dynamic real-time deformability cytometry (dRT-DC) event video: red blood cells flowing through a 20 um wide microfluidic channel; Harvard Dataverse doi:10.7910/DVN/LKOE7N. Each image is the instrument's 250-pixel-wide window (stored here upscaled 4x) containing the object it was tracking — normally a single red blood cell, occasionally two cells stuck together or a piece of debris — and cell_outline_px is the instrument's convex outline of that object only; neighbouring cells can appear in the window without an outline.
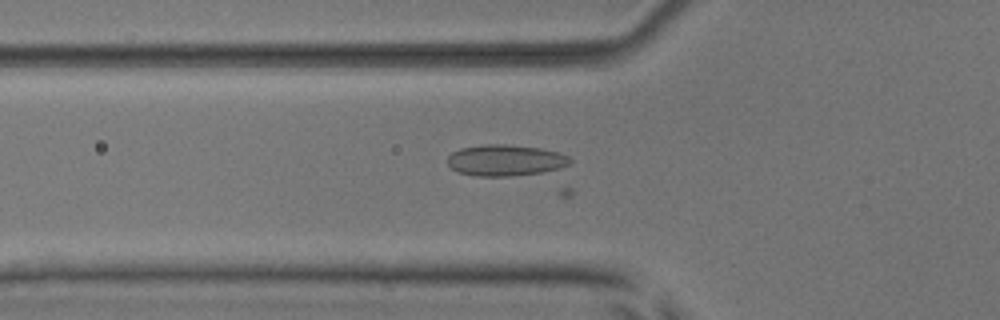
{"species": "common noctule bat (a hibernating species)", "species_latin": "Nyctalus noctula", "temperature_condition": "room temperature", "stored_images_in_passage": 17, "camera_frame_rate_fps": 3000, "um_per_image_px": 0.085, "animal": {"sex": "male", "body_mass_g": 17.9, "forearm_length_mm": 54.2}, "frame": {"image": 1, "passage_image": 6, "time_ms": 1.667, "image_size_px": [1000, 320], "cell_outline_px": [[572, 164], [560, 168], [544, 172], [512, 176], [476, 176], [460, 172], [452, 168], [448, 164], [448, 156], [452, 152], [460, 148], [484, 144], [504, 144], [540, 148], [560, 152], [568, 156], [572, 160]], "centroid_in_image_um": [43.0, 13.62], "position_along_channel_um": 82.8, "area_um2": 22.43}}